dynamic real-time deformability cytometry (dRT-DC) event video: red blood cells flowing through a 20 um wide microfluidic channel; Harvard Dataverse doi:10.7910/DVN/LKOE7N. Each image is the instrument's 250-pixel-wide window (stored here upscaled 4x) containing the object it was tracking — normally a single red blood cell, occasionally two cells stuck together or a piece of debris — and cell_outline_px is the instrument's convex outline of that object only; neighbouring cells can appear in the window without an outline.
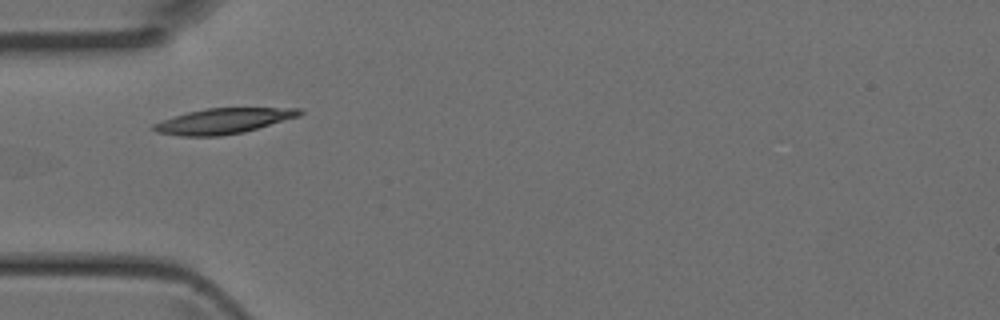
{"species": "Egyptian fruit bat (a non-hibernating species)", "species_latin": "Rousettus aegyptiacus", "temperature_condition": "room temperature", "stored_images_in_passage": 3, "camera_frame_rate_fps": 3000, "um_per_image_px": 0.085, "animal": {"sex": "female"}, "frame": {"image": 1, "passage_image": 2, "time_ms": 0.333, "image_size_px": [1000, 320], "cell_outline_px": [[304, 112], [300, 116], [244, 132], [220, 136], [180, 136], [156, 132], [152, 128], [152, 124], [188, 112], [208, 108], [304, 108]], "centroid_in_image_um": [19.03, 10.28], "position_along_channel_um": 66.0, "area_um2": 21.5}}
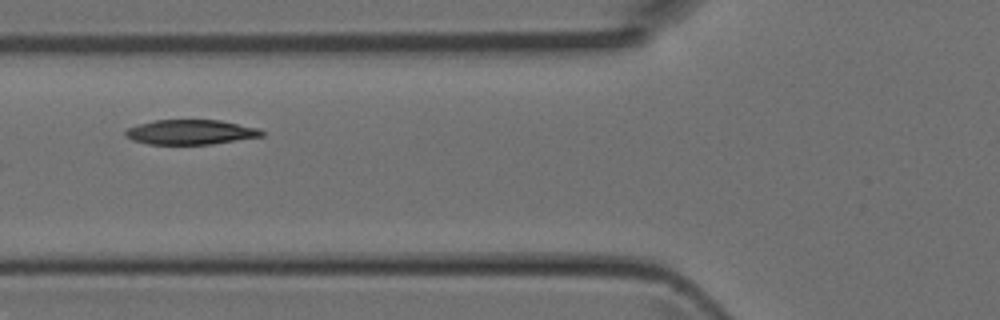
{"frame": {"image": 2, "passage_image": 3, "time_ms": 0.667, "image_size_px": [1000, 320], "cell_outline_px": [[264, 136], [212, 144], [148, 144], [132, 140], [124, 132], [128, 128], [140, 124], [156, 120], [220, 120], [260, 128], [264, 132]], "centroid_in_image_um": [16.26, 11.23], "position_along_channel_um": 109.5, "area_um2": 19.59}}